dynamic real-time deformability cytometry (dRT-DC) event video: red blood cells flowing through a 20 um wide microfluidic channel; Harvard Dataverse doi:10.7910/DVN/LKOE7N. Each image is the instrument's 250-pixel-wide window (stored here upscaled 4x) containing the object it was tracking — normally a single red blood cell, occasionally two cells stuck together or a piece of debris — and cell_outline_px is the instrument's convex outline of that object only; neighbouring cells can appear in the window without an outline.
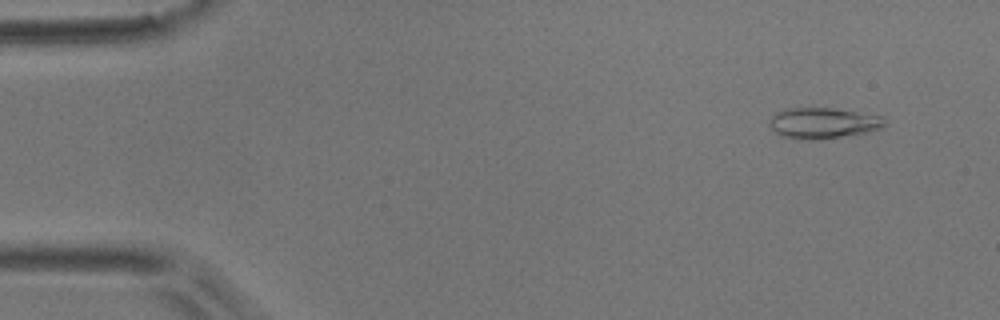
{"species": "common noctule bat (a hibernating species)", "species_latin": "Nyctalus noctula", "temperature_condition": "room temperature", "stored_images_in_passage": 54, "camera_frame_rate_fps": 3000, "um_per_image_px": 0.085, "animal": {"sex": "male", "body_mass_g": 17.9}, "frame": {"image": 1, "passage_image": 4, "time_ms": 1.0, "image_size_px": [1000, 320], "cell_outline_px": [[888, 124], [880, 128], [868, 132], [816, 140], [792, 140], [780, 136], [768, 124], [768, 120], [776, 112], [784, 108], [832, 108], [884, 116]], "centroid_in_image_um": [69.93, 10.47], "position_along_channel_um": 15.1, "area_um2": 21.1}}
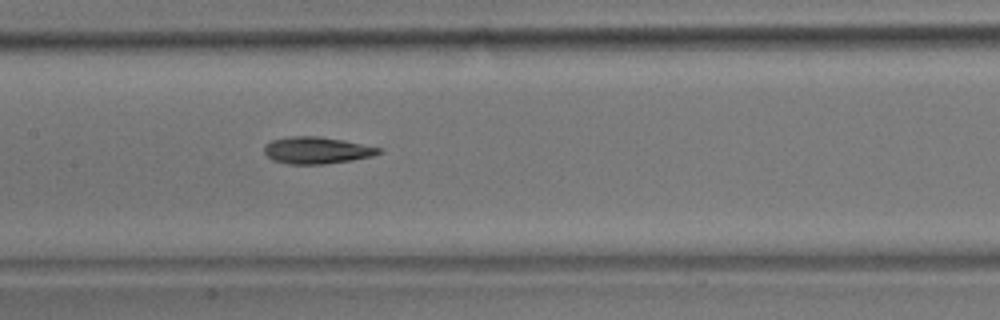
{"frame": {"image": 2, "passage_image": 26, "time_ms": 8.333, "image_size_px": [1000, 320], "cell_outline_px": [[380, 152], [372, 156], [352, 160], [324, 164], [288, 164], [272, 160], [264, 152], [264, 144], [272, 140], [292, 136], [316, 136], [340, 140], [380, 148]], "centroid_in_image_um": [26.85, 12.78], "position_along_channel_um": 180.5, "area_um2": 17.63}}
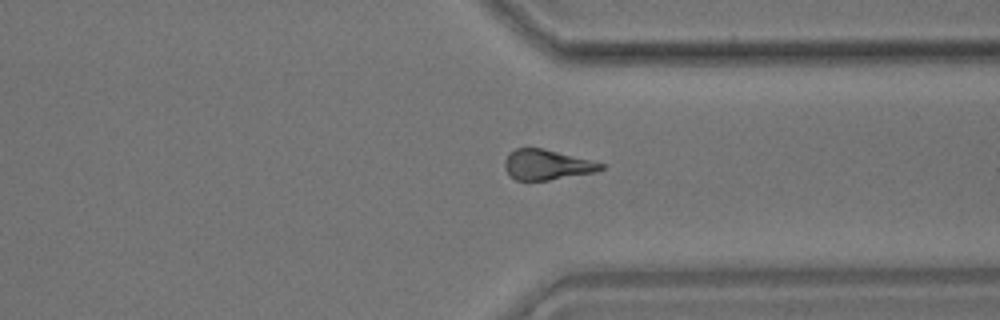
{"frame": {"image": 3, "passage_image": 41, "time_ms": 13.333, "image_size_px": [1000, 320], "cell_outline_px": [[604, 168], [596, 172], [548, 180], [516, 180], [504, 168], [504, 160], [516, 148], [540, 148], [604, 164]], "centroid_in_image_um": [46.46, 14.02], "position_along_channel_um": 364.9, "area_um2": 16.42}, "authors_computed_cell_mechanics": {"area_um2": 17.7446, "velocity_mm_per_s": 3.7068, "shape_relaxation_time_tau1_ms": 6.5454, "shape_relaxation_time_tau2_ms": 5.5898, "deformation_change_tau1": 0.1539, "deformation_change_tau2": 0.1501}}